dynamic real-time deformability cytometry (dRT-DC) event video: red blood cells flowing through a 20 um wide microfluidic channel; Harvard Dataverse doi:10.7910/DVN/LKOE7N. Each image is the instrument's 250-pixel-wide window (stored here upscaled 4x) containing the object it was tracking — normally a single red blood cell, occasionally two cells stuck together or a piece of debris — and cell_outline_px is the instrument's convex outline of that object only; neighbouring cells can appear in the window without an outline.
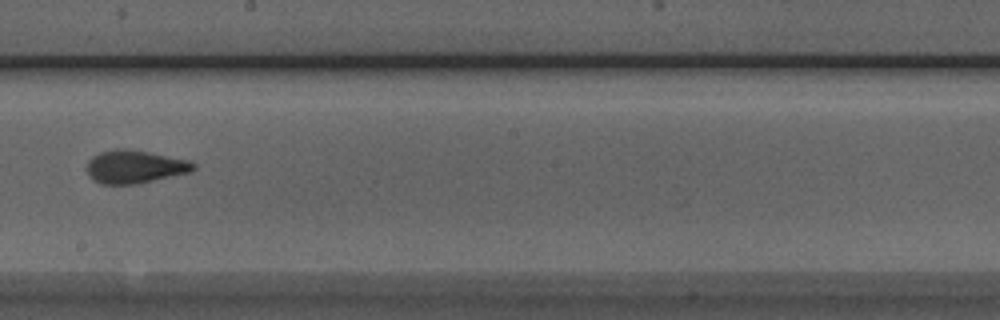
{"species": "Egyptian fruit bat (a non-hibernating species)", "species_latin": "Rousettus aegyptiacus", "temperature_condition": "room temperature", "stored_images_in_passage": 8, "camera_frame_rate_fps": 3000, "um_per_image_px": 0.085, "animal": {"sex": "male"}, "frame": {"image": 1, "passage_image": 8, "time_ms": 8.667, "image_size_px": [1000, 320], "cell_outline_px": [[196, 168], [188, 172], [136, 184], [100, 184], [92, 180], [84, 168], [88, 160], [92, 156], [100, 152], [116, 148], [128, 148], [188, 160], [196, 164]], "centroid_in_image_um": [11.37, 14.16], "position_along_channel_um": 236.8, "area_um2": 20.63}}